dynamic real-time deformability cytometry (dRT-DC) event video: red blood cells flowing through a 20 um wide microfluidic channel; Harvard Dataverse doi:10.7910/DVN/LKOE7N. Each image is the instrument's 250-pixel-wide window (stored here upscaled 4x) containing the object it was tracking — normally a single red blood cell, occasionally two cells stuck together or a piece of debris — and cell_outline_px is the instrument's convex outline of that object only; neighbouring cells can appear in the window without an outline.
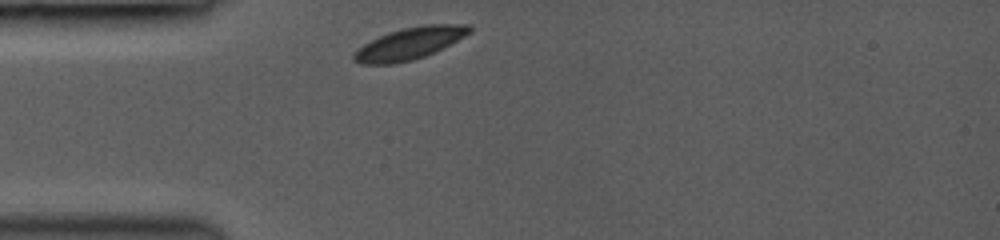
{"species": "common noctule bat (a hibernating species)", "species_latin": "Nyctalus noctula", "temperature_condition": "room temperature", "stored_images_in_passage": 3, "camera_frame_rate_fps": 3000, "um_per_image_px": 0.085, "animal": {"sex": "female", "body_mass_g": 19.0, "forearm_length_mm": 53.3}, "frame": {"image": 1, "passage_image": 1, "time_ms": 0.0, "image_size_px": [1000, 240], "cell_outline_px": [[472, 32], [424, 56], [412, 60], [392, 64], [360, 64], [352, 60], [352, 56], [364, 44], [388, 32], [404, 28], [424, 24], [472, 24]], "centroid_in_image_um": [34.81, 3.68], "position_along_channel_um": 50.2, "area_um2": 21.15}}